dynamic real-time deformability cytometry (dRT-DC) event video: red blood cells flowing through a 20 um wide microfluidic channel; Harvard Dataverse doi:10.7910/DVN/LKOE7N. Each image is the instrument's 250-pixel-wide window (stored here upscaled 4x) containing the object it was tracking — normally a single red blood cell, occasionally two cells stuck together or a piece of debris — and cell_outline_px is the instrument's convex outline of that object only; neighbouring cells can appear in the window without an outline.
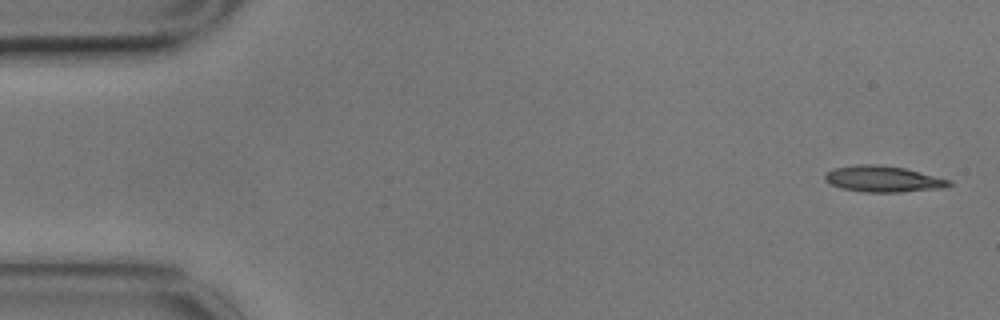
{"species": "common noctule bat (a hibernating species)", "species_latin": "Nyctalus noctula", "temperature_condition": "cold", "stored_images_in_passage": 5, "segment_of_instrument_passage": [1, 2], "camera_frame_rate_fps": 3000, "um_per_image_px": 0.085, "animal": {"sex": "male", "body_mass_g": 17.9}, "frame": {"image": 1, "passage_image": 1, "time_ms": 0.0, "image_size_px": [1000, 320], "cell_outline_px": [[952, 184], [948, 188], [900, 192], [864, 192], [840, 188], [824, 180], [824, 176], [832, 168], [856, 164], [876, 164], [904, 168], [952, 180]], "centroid_in_image_um": [75.09, 15.22], "position_along_channel_um": 9.9, "area_um2": 19.07}}
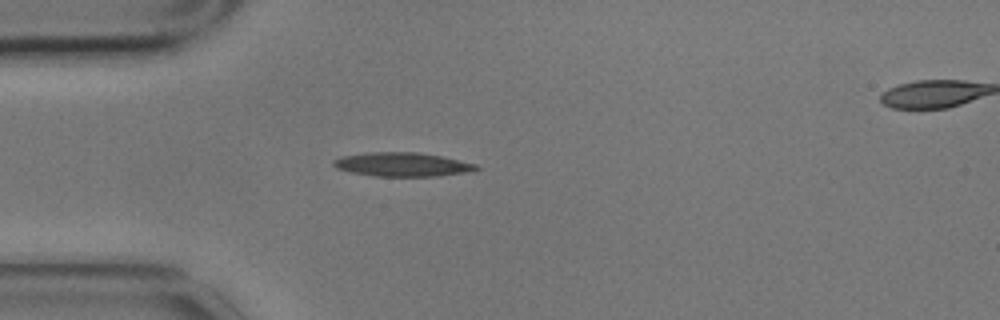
{"frame": {"image": 2, "passage_image": 4, "time_ms": 1.0, "image_size_px": [1000, 320], "cell_outline_px": [[480, 168], [472, 172], [440, 176], [376, 176], [352, 172], [336, 168], [332, 164], [332, 160], [340, 156], [368, 152], [416, 152], [440, 156], [476, 164]], "centroid_in_image_um": [34.19, 13.98], "position_along_channel_um": 50.8, "area_um2": 19.94}}